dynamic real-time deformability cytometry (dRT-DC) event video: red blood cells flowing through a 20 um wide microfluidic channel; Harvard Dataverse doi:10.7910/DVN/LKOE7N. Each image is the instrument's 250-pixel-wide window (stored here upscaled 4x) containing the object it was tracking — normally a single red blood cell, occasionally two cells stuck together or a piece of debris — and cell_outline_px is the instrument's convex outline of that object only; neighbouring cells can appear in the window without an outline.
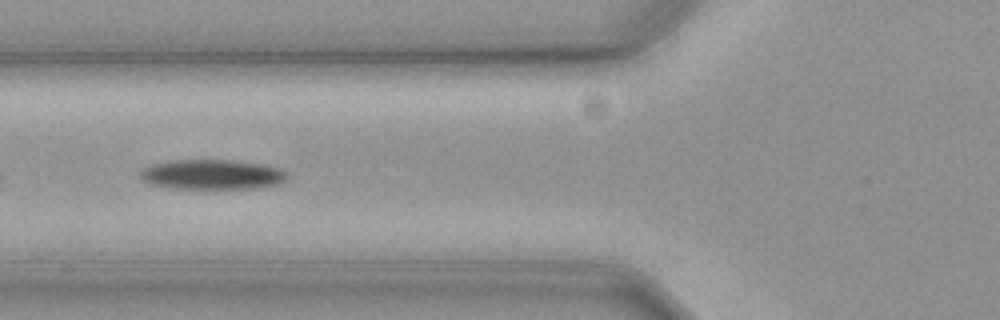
{"species": "common noctule bat (a hibernating species)", "species_latin": "Nyctalus noctula", "temperature_condition": "cold", "stored_images_in_passage": 26, "camera_frame_rate_fps": 3000, "um_per_image_px": 0.085, "animal": {"sex": "female", "body_mass_g": 19.3, "forearm_length_mm": 54.1}, "frame": {"image": 1, "passage_image": 5, "time_ms": 1.333, "image_size_px": [1000, 320], "cell_outline_px": [[284, 180], [276, 184], [256, 188], [212, 192], [172, 188], [148, 184], [140, 176], [140, 172], [148, 164], [168, 160], [228, 160], [260, 164], [280, 168], [284, 172]], "centroid_in_image_um": [17.93, 14.88], "position_along_channel_um": 107.9, "area_um2": 26.53}}
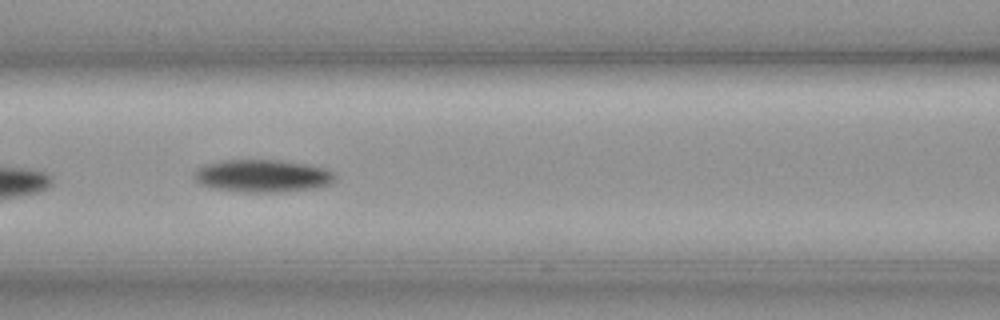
{"frame": {"image": 2, "passage_image": 8, "time_ms": 2.333, "image_size_px": [1000, 320], "cell_outline_px": [[336, 180], [332, 184], [316, 188], [284, 192], [240, 192], [216, 188], [200, 184], [192, 176], [196, 168], [208, 164], [224, 160], [280, 160], [304, 164], [324, 168], [336, 172]], "centroid_in_image_um": [22.36, 14.96], "position_along_channel_um": 144.2, "area_um2": 26.93}}
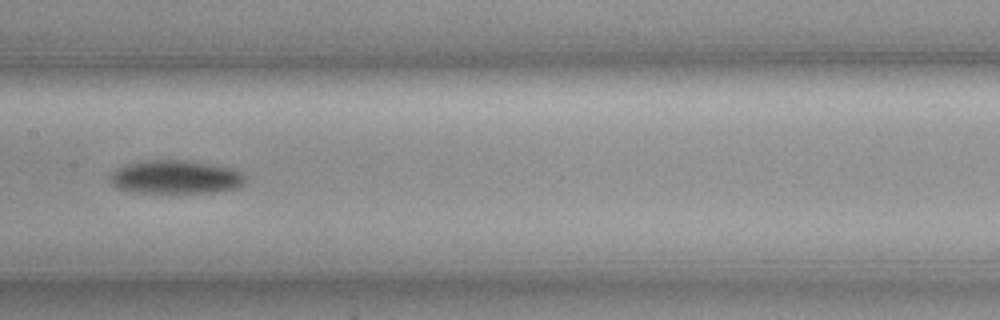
{"frame": {"image": 3, "passage_image": 12, "time_ms": 3.667, "image_size_px": [1000, 320], "cell_outline_px": [[244, 184], [240, 188], [212, 192], [168, 196], [132, 192], [116, 188], [108, 180], [108, 176], [116, 168], [128, 164], [148, 160], [188, 160], [232, 168], [240, 172], [244, 176]], "centroid_in_image_um": [14.88, 15.11], "position_along_channel_um": 192.5, "area_um2": 27.57}}